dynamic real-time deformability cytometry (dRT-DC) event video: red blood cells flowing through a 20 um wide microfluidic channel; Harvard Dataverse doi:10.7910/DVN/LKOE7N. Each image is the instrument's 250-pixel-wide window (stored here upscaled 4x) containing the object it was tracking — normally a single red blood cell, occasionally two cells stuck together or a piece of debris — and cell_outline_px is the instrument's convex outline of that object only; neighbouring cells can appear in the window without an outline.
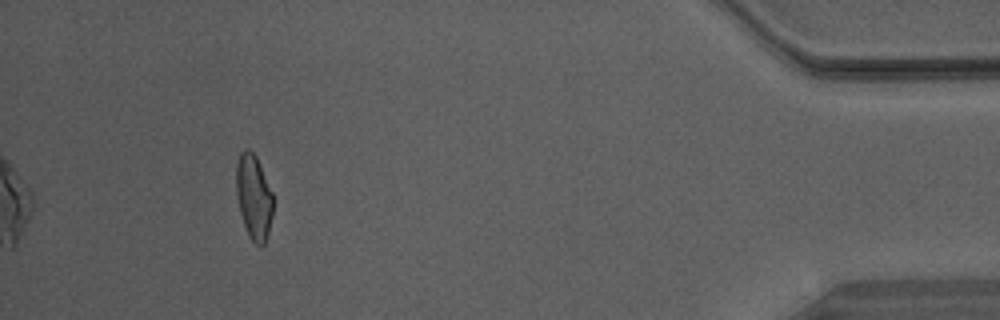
{"species": "Egyptian fruit bat (a non-hibernating species)", "species_latin": "Rousettus aegyptiacus", "temperature_condition": "warm", "stored_images_in_passage": 38, "camera_frame_rate_fps": 3000, "um_per_image_px": 0.085, "animal": {"sex": "male"}, "frame": {"image": 1, "passage_image": 38, "time_ms": 12.333, "image_size_px": [1000, 320], "cell_outline_px": [[272, 216], [268, 232], [264, 244], [256, 244], [248, 236], [240, 212], [236, 192], [236, 164], [240, 152], [244, 148], [248, 148], [256, 156], [272, 192]], "centroid_in_image_um": [21.55, 16.71], "position_along_channel_um": 413.7, "area_um2": 18.03}}